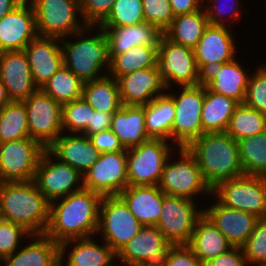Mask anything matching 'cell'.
Masks as SVG:
<instances>
[{
    "mask_svg": "<svg viewBox=\"0 0 266 266\" xmlns=\"http://www.w3.org/2000/svg\"><path fill=\"white\" fill-rule=\"evenodd\" d=\"M59 199V203L56 200L50 202L46 236L61 244L97 234L100 194L82 188Z\"/></svg>",
    "mask_w": 266,
    "mask_h": 266,
    "instance_id": "obj_1",
    "label": "cell"
},
{
    "mask_svg": "<svg viewBox=\"0 0 266 266\" xmlns=\"http://www.w3.org/2000/svg\"><path fill=\"white\" fill-rule=\"evenodd\" d=\"M50 202L34 181L0 182V218L22 226L35 238L45 234Z\"/></svg>",
    "mask_w": 266,
    "mask_h": 266,
    "instance_id": "obj_2",
    "label": "cell"
},
{
    "mask_svg": "<svg viewBox=\"0 0 266 266\" xmlns=\"http://www.w3.org/2000/svg\"><path fill=\"white\" fill-rule=\"evenodd\" d=\"M186 149L196 159L205 181L213 189L219 182L244 175L238 143L226 132H207Z\"/></svg>",
    "mask_w": 266,
    "mask_h": 266,
    "instance_id": "obj_3",
    "label": "cell"
},
{
    "mask_svg": "<svg viewBox=\"0 0 266 266\" xmlns=\"http://www.w3.org/2000/svg\"><path fill=\"white\" fill-rule=\"evenodd\" d=\"M96 36L68 42L60 38L64 66L79 77L84 83L102 78L99 71L107 65L110 67L108 40L101 27ZM66 41V42H65Z\"/></svg>",
    "mask_w": 266,
    "mask_h": 266,
    "instance_id": "obj_4",
    "label": "cell"
},
{
    "mask_svg": "<svg viewBox=\"0 0 266 266\" xmlns=\"http://www.w3.org/2000/svg\"><path fill=\"white\" fill-rule=\"evenodd\" d=\"M36 18L39 36L65 38L84 33L93 26H82L78 23L77 12L80 14V0H30Z\"/></svg>",
    "mask_w": 266,
    "mask_h": 266,
    "instance_id": "obj_5",
    "label": "cell"
},
{
    "mask_svg": "<svg viewBox=\"0 0 266 266\" xmlns=\"http://www.w3.org/2000/svg\"><path fill=\"white\" fill-rule=\"evenodd\" d=\"M212 193L225 207L266 218V177L244 174L219 182Z\"/></svg>",
    "mask_w": 266,
    "mask_h": 266,
    "instance_id": "obj_6",
    "label": "cell"
},
{
    "mask_svg": "<svg viewBox=\"0 0 266 266\" xmlns=\"http://www.w3.org/2000/svg\"><path fill=\"white\" fill-rule=\"evenodd\" d=\"M170 146L163 139H149L127 149L128 186H158L170 157Z\"/></svg>",
    "mask_w": 266,
    "mask_h": 266,
    "instance_id": "obj_7",
    "label": "cell"
},
{
    "mask_svg": "<svg viewBox=\"0 0 266 266\" xmlns=\"http://www.w3.org/2000/svg\"><path fill=\"white\" fill-rule=\"evenodd\" d=\"M156 65L166 89L171 81L181 87L203 83L193 49L172 42L164 34L159 40Z\"/></svg>",
    "mask_w": 266,
    "mask_h": 266,
    "instance_id": "obj_8",
    "label": "cell"
},
{
    "mask_svg": "<svg viewBox=\"0 0 266 266\" xmlns=\"http://www.w3.org/2000/svg\"><path fill=\"white\" fill-rule=\"evenodd\" d=\"M179 96L168 94L174 102L175 118L171 140L180 148H186L193 140L204 134L201 111L204 102L205 84L182 86Z\"/></svg>",
    "mask_w": 266,
    "mask_h": 266,
    "instance_id": "obj_9",
    "label": "cell"
},
{
    "mask_svg": "<svg viewBox=\"0 0 266 266\" xmlns=\"http://www.w3.org/2000/svg\"><path fill=\"white\" fill-rule=\"evenodd\" d=\"M143 225L134 217L119 196H103L99 206L97 232L118 253L140 232Z\"/></svg>",
    "mask_w": 266,
    "mask_h": 266,
    "instance_id": "obj_10",
    "label": "cell"
},
{
    "mask_svg": "<svg viewBox=\"0 0 266 266\" xmlns=\"http://www.w3.org/2000/svg\"><path fill=\"white\" fill-rule=\"evenodd\" d=\"M30 138L47 149L62 134V105L41 89L22 101Z\"/></svg>",
    "mask_w": 266,
    "mask_h": 266,
    "instance_id": "obj_11",
    "label": "cell"
},
{
    "mask_svg": "<svg viewBox=\"0 0 266 266\" xmlns=\"http://www.w3.org/2000/svg\"><path fill=\"white\" fill-rule=\"evenodd\" d=\"M45 150L32 138L0 143V182L32 181Z\"/></svg>",
    "mask_w": 266,
    "mask_h": 266,
    "instance_id": "obj_12",
    "label": "cell"
},
{
    "mask_svg": "<svg viewBox=\"0 0 266 266\" xmlns=\"http://www.w3.org/2000/svg\"><path fill=\"white\" fill-rule=\"evenodd\" d=\"M180 161L165 163L159 188L166 195L193 200V195L204 191L212 194V188L205 181L196 159L186 148H180ZM197 193V194H196Z\"/></svg>",
    "mask_w": 266,
    "mask_h": 266,
    "instance_id": "obj_13",
    "label": "cell"
},
{
    "mask_svg": "<svg viewBox=\"0 0 266 266\" xmlns=\"http://www.w3.org/2000/svg\"><path fill=\"white\" fill-rule=\"evenodd\" d=\"M194 203L192 199L163 192L162 212L156 227L172 245L190 242L196 222L203 215V210H197Z\"/></svg>",
    "mask_w": 266,
    "mask_h": 266,
    "instance_id": "obj_14",
    "label": "cell"
},
{
    "mask_svg": "<svg viewBox=\"0 0 266 266\" xmlns=\"http://www.w3.org/2000/svg\"><path fill=\"white\" fill-rule=\"evenodd\" d=\"M83 176V188L102 197L118 196L128 187L126 151L102 153Z\"/></svg>",
    "mask_w": 266,
    "mask_h": 266,
    "instance_id": "obj_15",
    "label": "cell"
},
{
    "mask_svg": "<svg viewBox=\"0 0 266 266\" xmlns=\"http://www.w3.org/2000/svg\"><path fill=\"white\" fill-rule=\"evenodd\" d=\"M51 157L52 154L46 149L40 158L33 179L39 191L49 202L58 201L59 198L83 188L82 182L79 186L76 185L83 180L82 174L77 169L61 161L55 162Z\"/></svg>",
    "mask_w": 266,
    "mask_h": 266,
    "instance_id": "obj_16",
    "label": "cell"
},
{
    "mask_svg": "<svg viewBox=\"0 0 266 266\" xmlns=\"http://www.w3.org/2000/svg\"><path fill=\"white\" fill-rule=\"evenodd\" d=\"M172 244L156 226H143L117 253L125 266H153L163 263Z\"/></svg>",
    "mask_w": 266,
    "mask_h": 266,
    "instance_id": "obj_17",
    "label": "cell"
},
{
    "mask_svg": "<svg viewBox=\"0 0 266 266\" xmlns=\"http://www.w3.org/2000/svg\"><path fill=\"white\" fill-rule=\"evenodd\" d=\"M234 45L226 26L209 24L193 49L199 72L204 76L212 68L233 60Z\"/></svg>",
    "mask_w": 266,
    "mask_h": 266,
    "instance_id": "obj_18",
    "label": "cell"
},
{
    "mask_svg": "<svg viewBox=\"0 0 266 266\" xmlns=\"http://www.w3.org/2000/svg\"><path fill=\"white\" fill-rule=\"evenodd\" d=\"M37 36L35 12L29 0L0 19V53L24 50Z\"/></svg>",
    "mask_w": 266,
    "mask_h": 266,
    "instance_id": "obj_19",
    "label": "cell"
},
{
    "mask_svg": "<svg viewBox=\"0 0 266 266\" xmlns=\"http://www.w3.org/2000/svg\"><path fill=\"white\" fill-rule=\"evenodd\" d=\"M0 79L11 101H23L38 90L24 50L0 53Z\"/></svg>",
    "mask_w": 266,
    "mask_h": 266,
    "instance_id": "obj_20",
    "label": "cell"
},
{
    "mask_svg": "<svg viewBox=\"0 0 266 266\" xmlns=\"http://www.w3.org/2000/svg\"><path fill=\"white\" fill-rule=\"evenodd\" d=\"M58 42V43H57ZM60 38L37 36L24 49L35 85L40 89L64 65Z\"/></svg>",
    "mask_w": 266,
    "mask_h": 266,
    "instance_id": "obj_21",
    "label": "cell"
},
{
    "mask_svg": "<svg viewBox=\"0 0 266 266\" xmlns=\"http://www.w3.org/2000/svg\"><path fill=\"white\" fill-rule=\"evenodd\" d=\"M116 80L123 105H147L166 90L157 65L119 76Z\"/></svg>",
    "mask_w": 266,
    "mask_h": 266,
    "instance_id": "obj_22",
    "label": "cell"
},
{
    "mask_svg": "<svg viewBox=\"0 0 266 266\" xmlns=\"http://www.w3.org/2000/svg\"><path fill=\"white\" fill-rule=\"evenodd\" d=\"M203 214L223 233L233 247H242L254 231L256 215L241 210L231 209L219 201Z\"/></svg>",
    "mask_w": 266,
    "mask_h": 266,
    "instance_id": "obj_23",
    "label": "cell"
},
{
    "mask_svg": "<svg viewBox=\"0 0 266 266\" xmlns=\"http://www.w3.org/2000/svg\"><path fill=\"white\" fill-rule=\"evenodd\" d=\"M55 159L77 169L82 176L97 161L101 153L92 145L88 136L62 134L47 148Z\"/></svg>",
    "mask_w": 266,
    "mask_h": 266,
    "instance_id": "obj_24",
    "label": "cell"
},
{
    "mask_svg": "<svg viewBox=\"0 0 266 266\" xmlns=\"http://www.w3.org/2000/svg\"><path fill=\"white\" fill-rule=\"evenodd\" d=\"M233 60L212 68L203 76V83L212 92L244 103L250 75Z\"/></svg>",
    "mask_w": 266,
    "mask_h": 266,
    "instance_id": "obj_25",
    "label": "cell"
},
{
    "mask_svg": "<svg viewBox=\"0 0 266 266\" xmlns=\"http://www.w3.org/2000/svg\"><path fill=\"white\" fill-rule=\"evenodd\" d=\"M118 196L143 226H156L163 204L159 186H128Z\"/></svg>",
    "mask_w": 266,
    "mask_h": 266,
    "instance_id": "obj_26",
    "label": "cell"
},
{
    "mask_svg": "<svg viewBox=\"0 0 266 266\" xmlns=\"http://www.w3.org/2000/svg\"><path fill=\"white\" fill-rule=\"evenodd\" d=\"M108 40L109 55H117L138 45H158L162 32L143 22L132 26L101 27Z\"/></svg>",
    "mask_w": 266,
    "mask_h": 266,
    "instance_id": "obj_27",
    "label": "cell"
},
{
    "mask_svg": "<svg viewBox=\"0 0 266 266\" xmlns=\"http://www.w3.org/2000/svg\"><path fill=\"white\" fill-rule=\"evenodd\" d=\"M110 129L125 149L151 139L145 127V105H123L112 114Z\"/></svg>",
    "mask_w": 266,
    "mask_h": 266,
    "instance_id": "obj_28",
    "label": "cell"
},
{
    "mask_svg": "<svg viewBox=\"0 0 266 266\" xmlns=\"http://www.w3.org/2000/svg\"><path fill=\"white\" fill-rule=\"evenodd\" d=\"M187 245L203 264L233 247L204 214L197 220Z\"/></svg>",
    "mask_w": 266,
    "mask_h": 266,
    "instance_id": "obj_29",
    "label": "cell"
},
{
    "mask_svg": "<svg viewBox=\"0 0 266 266\" xmlns=\"http://www.w3.org/2000/svg\"><path fill=\"white\" fill-rule=\"evenodd\" d=\"M32 243L2 261L5 266H57L60 264V244L45 234L36 235Z\"/></svg>",
    "mask_w": 266,
    "mask_h": 266,
    "instance_id": "obj_30",
    "label": "cell"
},
{
    "mask_svg": "<svg viewBox=\"0 0 266 266\" xmlns=\"http://www.w3.org/2000/svg\"><path fill=\"white\" fill-rule=\"evenodd\" d=\"M91 239V240H90ZM78 241L71 251L66 266H116L112 264L117 258V253L105 242L104 245L96 244L91 237L64 241L60 244V260L64 257L67 245ZM102 246V247H101Z\"/></svg>",
    "mask_w": 266,
    "mask_h": 266,
    "instance_id": "obj_31",
    "label": "cell"
},
{
    "mask_svg": "<svg viewBox=\"0 0 266 266\" xmlns=\"http://www.w3.org/2000/svg\"><path fill=\"white\" fill-rule=\"evenodd\" d=\"M238 105L234 99L214 93L205 86L201 111L203 132H226L230 118Z\"/></svg>",
    "mask_w": 266,
    "mask_h": 266,
    "instance_id": "obj_32",
    "label": "cell"
},
{
    "mask_svg": "<svg viewBox=\"0 0 266 266\" xmlns=\"http://www.w3.org/2000/svg\"><path fill=\"white\" fill-rule=\"evenodd\" d=\"M175 16L163 34L172 42L194 49L209 25L205 9Z\"/></svg>",
    "mask_w": 266,
    "mask_h": 266,
    "instance_id": "obj_33",
    "label": "cell"
},
{
    "mask_svg": "<svg viewBox=\"0 0 266 266\" xmlns=\"http://www.w3.org/2000/svg\"><path fill=\"white\" fill-rule=\"evenodd\" d=\"M175 118L173 99L163 93L145 105V127L152 139L169 140Z\"/></svg>",
    "mask_w": 266,
    "mask_h": 266,
    "instance_id": "obj_34",
    "label": "cell"
},
{
    "mask_svg": "<svg viewBox=\"0 0 266 266\" xmlns=\"http://www.w3.org/2000/svg\"><path fill=\"white\" fill-rule=\"evenodd\" d=\"M82 97L95 111L113 114L123 106L117 80L109 75L85 82Z\"/></svg>",
    "mask_w": 266,
    "mask_h": 266,
    "instance_id": "obj_35",
    "label": "cell"
},
{
    "mask_svg": "<svg viewBox=\"0 0 266 266\" xmlns=\"http://www.w3.org/2000/svg\"><path fill=\"white\" fill-rule=\"evenodd\" d=\"M158 55V45H138L126 52L109 55L110 67L109 75L117 79L136 70L152 68L156 66Z\"/></svg>",
    "mask_w": 266,
    "mask_h": 266,
    "instance_id": "obj_36",
    "label": "cell"
},
{
    "mask_svg": "<svg viewBox=\"0 0 266 266\" xmlns=\"http://www.w3.org/2000/svg\"><path fill=\"white\" fill-rule=\"evenodd\" d=\"M30 138L27 110L22 101H11L0 109V143Z\"/></svg>",
    "mask_w": 266,
    "mask_h": 266,
    "instance_id": "obj_37",
    "label": "cell"
},
{
    "mask_svg": "<svg viewBox=\"0 0 266 266\" xmlns=\"http://www.w3.org/2000/svg\"><path fill=\"white\" fill-rule=\"evenodd\" d=\"M237 143L244 174L266 177V131Z\"/></svg>",
    "mask_w": 266,
    "mask_h": 266,
    "instance_id": "obj_38",
    "label": "cell"
},
{
    "mask_svg": "<svg viewBox=\"0 0 266 266\" xmlns=\"http://www.w3.org/2000/svg\"><path fill=\"white\" fill-rule=\"evenodd\" d=\"M265 131L266 114L258 112L242 103L235 108L226 133L235 141H239Z\"/></svg>",
    "mask_w": 266,
    "mask_h": 266,
    "instance_id": "obj_39",
    "label": "cell"
},
{
    "mask_svg": "<svg viewBox=\"0 0 266 266\" xmlns=\"http://www.w3.org/2000/svg\"><path fill=\"white\" fill-rule=\"evenodd\" d=\"M84 82L62 66L40 89L61 105L82 97Z\"/></svg>",
    "mask_w": 266,
    "mask_h": 266,
    "instance_id": "obj_40",
    "label": "cell"
},
{
    "mask_svg": "<svg viewBox=\"0 0 266 266\" xmlns=\"http://www.w3.org/2000/svg\"><path fill=\"white\" fill-rule=\"evenodd\" d=\"M145 22L142 0H116L99 27L132 26Z\"/></svg>",
    "mask_w": 266,
    "mask_h": 266,
    "instance_id": "obj_41",
    "label": "cell"
},
{
    "mask_svg": "<svg viewBox=\"0 0 266 266\" xmlns=\"http://www.w3.org/2000/svg\"><path fill=\"white\" fill-rule=\"evenodd\" d=\"M93 108L83 97L62 105V130L83 132L91 122Z\"/></svg>",
    "mask_w": 266,
    "mask_h": 266,
    "instance_id": "obj_42",
    "label": "cell"
},
{
    "mask_svg": "<svg viewBox=\"0 0 266 266\" xmlns=\"http://www.w3.org/2000/svg\"><path fill=\"white\" fill-rule=\"evenodd\" d=\"M246 262L266 266V218H259L254 231L242 246Z\"/></svg>",
    "mask_w": 266,
    "mask_h": 266,
    "instance_id": "obj_43",
    "label": "cell"
},
{
    "mask_svg": "<svg viewBox=\"0 0 266 266\" xmlns=\"http://www.w3.org/2000/svg\"><path fill=\"white\" fill-rule=\"evenodd\" d=\"M244 104L266 114V64L249 77Z\"/></svg>",
    "mask_w": 266,
    "mask_h": 266,
    "instance_id": "obj_44",
    "label": "cell"
},
{
    "mask_svg": "<svg viewBox=\"0 0 266 266\" xmlns=\"http://www.w3.org/2000/svg\"><path fill=\"white\" fill-rule=\"evenodd\" d=\"M145 22L157 27L162 33L171 25L174 14L169 0H142Z\"/></svg>",
    "mask_w": 266,
    "mask_h": 266,
    "instance_id": "obj_45",
    "label": "cell"
},
{
    "mask_svg": "<svg viewBox=\"0 0 266 266\" xmlns=\"http://www.w3.org/2000/svg\"><path fill=\"white\" fill-rule=\"evenodd\" d=\"M28 234L22 226L0 218V261L17 252L19 239Z\"/></svg>",
    "mask_w": 266,
    "mask_h": 266,
    "instance_id": "obj_46",
    "label": "cell"
},
{
    "mask_svg": "<svg viewBox=\"0 0 266 266\" xmlns=\"http://www.w3.org/2000/svg\"><path fill=\"white\" fill-rule=\"evenodd\" d=\"M116 0H80V14L86 26L100 25L109 15Z\"/></svg>",
    "mask_w": 266,
    "mask_h": 266,
    "instance_id": "obj_47",
    "label": "cell"
},
{
    "mask_svg": "<svg viewBox=\"0 0 266 266\" xmlns=\"http://www.w3.org/2000/svg\"><path fill=\"white\" fill-rule=\"evenodd\" d=\"M163 263L166 266H203L187 244L171 245Z\"/></svg>",
    "mask_w": 266,
    "mask_h": 266,
    "instance_id": "obj_48",
    "label": "cell"
},
{
    "mask_svg": "<svg viewBox=\"0 0 266 266\" xmlns=\"http://www.w3.org/2000/svg\"><path fill=\"white\" fill-rule=\"evenodd\" d=\"M92 145L102 153H112L118 151H127L121 144L118 136L111 129L94 133L88 136Z\"/></svg>",
    "mask_w": 266,
    "mask_h": 266,
    "instance_id": "obj_49",
    "label": "cell"
},
{
    "mask_svg": "<svg viewBox=\"0 0 266 266\" xmlns=\"http://www.w3.org/2000/svg\"><path fill=\"white\" fill-rule=\"evenodd\" d=\"M242 247H232L227 252L213 258L203 266H247Z\"/></svg>",
    "mask_w": 266,
    "mask_h": 266,
    "instance_id": "obj_50",
    "label": "cell"
},
{
    "mask_svg": "<svg viewBox=\"0 0 266 266\" xmlns=\"http://www.w3.org/2000/svg\"><path fill=\"white\" fill-rule=\"evenodd\" d=\"M111 113L92 110L91 122L86 126V129L80 133L84 136H90L94 133L105 131L111 127Z\"/></svg>",
    "mask_w": 266,
    "mask_h": 266,
    "instance_id": "obj_51",
    "label": "cell"
},
{
    "mask_svg": "<svg viewBox=\"0 0 266 266\" xmlns=\"http://www.w3.org/2000/svg\"><path fill=\"white\" fill-rule=\"evenodd\" d=\"M169 1L174 16L184 15L187 13L198 11L201 8L202 9L204 8L200 3L202 2V0H169Z\"/></svg>",
    "mask_w": 266,
    "mask_h": 266,
    "instance_id": "obj_52",
    "label": "cell"
},
{
    "mask_svg": "<svg viewBox=\"0 0 266 266\" xmlns=\"http://www.w3.org/2000/svg\"><path fill=\"white\" fill-rule=\"evenodd\" d=\"M233 4H235V2H233ZM232 6V5H231ZM209 8V9H208ZM215 10H214V9ZM226 8V7H225ZM231 8V7H230ZM229 8V9H230ZM205 11H206V15H207V19H208V22L209 24H212V25H220V26H225V23L223 20H221V18L217 17L218 16H221V12L224 14V12L226 11H223L221 7H219V5L216 3V5L214 4L213 7L212 6H207L204 8ZM233 9H235L233 16L232 17H235L233 18L234 22H236V19H240L239 18V13H238V10L239 9L238 7H233ZM214 10V11H213ZM227 10V9H226ZM219 18V19H218Z\"/></svg>",
    "mask_w": 266,
    "mask_h": 266,
    "instance_id": "obj_53",
    "label": "cell"
},
{
    "mask_svg": "<svg viewBox=\"0 0 266 266\" xmlns=\"http://www.w3.org/2000/svg\"><path fill=\"white\" fill-rule=\"evenodd\" d=\"M24 0H0V19L12 12Z\"/></svg>",
    "mask_w": 266,
    "mask_h": 266,
    "instance_id": "obj_54",
    "label": "cell"
},
{
    "mask_svg": "<svg viewBox=\"0 0 266 266\" xmlns=\"http://www.w3.org/2000/svg\"><path fill=\"white\" fill-rule=\"evenodd\" d=\"M11 100L10 98L8 97V94H7V91H6V88L5 86L3 85L1 79H0V109L10 103Z\"/></svg>",
    "mask_w": 266,
    "mask_h": 266,
    "instance_id": "obj_55",
    "label": "cell"
},
{
    "mask_svg": "<svg viewBox=\"0 0 266 266\" xmlns=\"http://www.w3.org/2000/svg\"><path fill=\"white\" fill-rule=\"evenodd\" d=\"M153 266H166L164 263H161L159 265H153Z\"/></svg>",
    "mask_w": 266,
    "mask_h": 266,
    "instance_id": "obj_56",
    "label": "cell"
},
{
    "mask_svg": "<svg viewBox=\"0 0 266 266\" xmlns=\"http://www.w3.org/2000/svg\"><path fill=\"white\" fill-rule=\"evenodd\" d=\"M57 266H63V261L60 260V264H58Z\"/></svg>",
    "mask_w": 266,
    "mask_h": 266,
    "instance_id": "obj_57",
    "label": "cell"
}]
</instances>
